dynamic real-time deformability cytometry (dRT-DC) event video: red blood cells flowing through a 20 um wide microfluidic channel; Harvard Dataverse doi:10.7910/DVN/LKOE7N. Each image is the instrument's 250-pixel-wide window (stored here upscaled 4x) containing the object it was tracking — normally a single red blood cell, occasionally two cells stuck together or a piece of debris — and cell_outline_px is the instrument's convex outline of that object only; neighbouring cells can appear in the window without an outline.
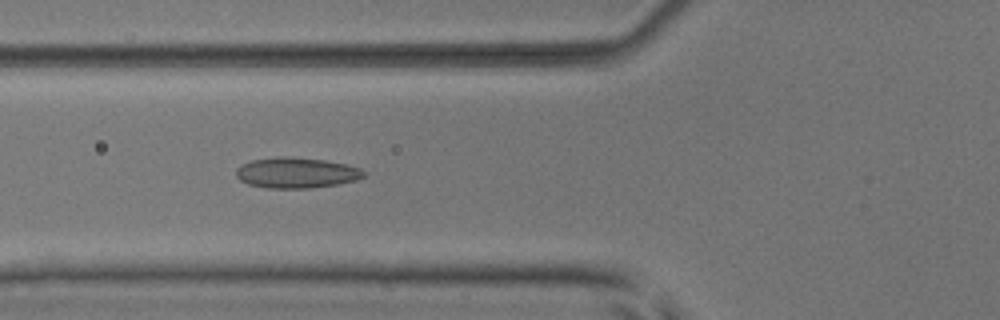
{"species": "common noctule bat (a hibernating species)", "species_latin": "Nyctalus noctula", "temperature_condition": "room temperature", "stored_images_in_passage": 52, "camera_frame_rate_fps": 3000, "um_per_image_px": 0.085, "animal": {"sex": "male", "body_mass_g": 17.9, "forearm_length_mm": 54.2}, "frame": {"image": 1, "passage_image": 20, "time_ms": 6.333, "image_size_px": [1000, 320], "cell_outline_px": [[364, 176], [356, 180], [336, 184], [308, 188], [268, 188], [248, 184], [240, 180], [236, 176], [236, 168], [240, 164], [252, 160], [280, 156], [284, 156], [324, 160], [344, 164], [360, 168], [364, 172]], "centroid_in_image_um": [25.14, 14.68], "position_along_channel_um": 100.7, "area_um2": 22.6}}
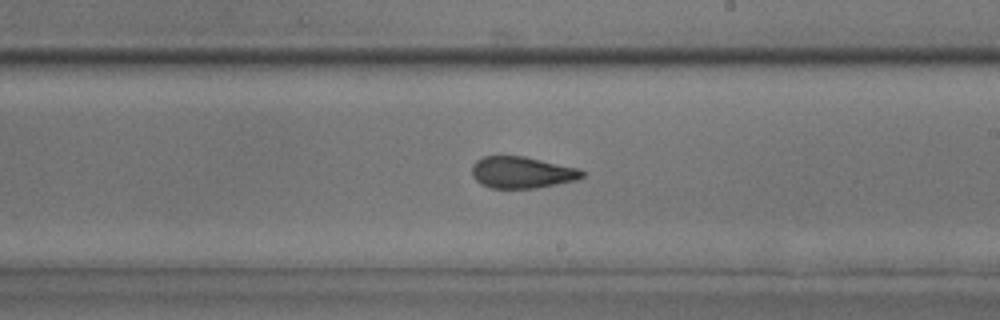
{"frame": {"image": 2, "passage_image": 31, "time_ms": 10.0, "image_size_px": [1000, 320], "cell_outline_px": [[584, 176], [576, 180], [536, 188], [488, 188], [480, 184], [472, 176], [472, 164], [476, 160], [484, 156], [524, 156], [576, 168], [584, 172]], "centroid_in_image_um": [44.3, 14.66], "position_along_channel_um": 244.7, "area_um2": 20.23}}
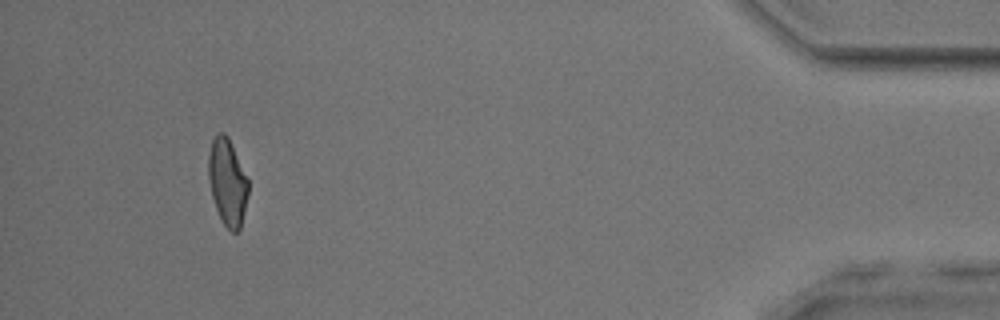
{"frame": {"image": 3, "passage_image": 49, "time_ms": 16.0, "image_size_px": [1000, 320], "cell_outline_px": [[248, 196], [240, 228], [236, 232], [232, 232], [224, 224], [216, 208], [212, 196], [208, 180], [208, 156], [212, 140], [216, 132], [224, 132], [228, 136], [248, 180]], "centroid_in_image_um": [19.32, 15.44], "position_along_channel_um": 415.9, "area_um2": 20.0}, "authors_computed_cell_mechanics": {"area_um2": 21.2993, "velocity_mm_per_s": 3.9443, "shape_relaxation_time_tau1_ms": null, "shape_relaxation_time_tau2_ms": 1.3598, "deformation_change_tau1": null, "deformation_change_tau2": 0.0774}}